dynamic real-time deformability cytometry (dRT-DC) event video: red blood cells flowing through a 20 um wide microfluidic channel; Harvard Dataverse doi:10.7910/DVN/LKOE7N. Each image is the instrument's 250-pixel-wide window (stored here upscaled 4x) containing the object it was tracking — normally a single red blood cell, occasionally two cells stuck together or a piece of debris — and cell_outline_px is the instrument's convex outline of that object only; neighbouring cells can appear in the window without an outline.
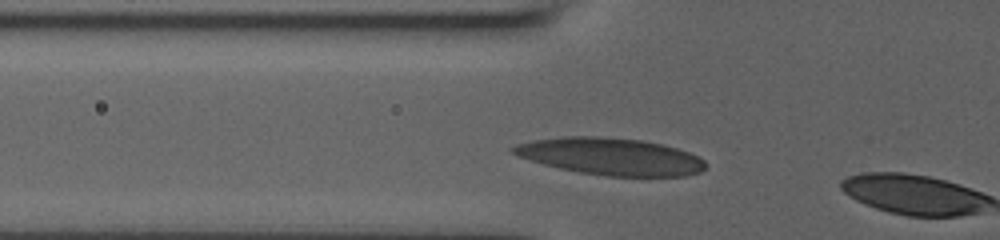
{"species": "human", "species_latin": "Homo sapiens", "temperature_condition": "room temperature", "stored_images_in_passage": 3, "camera_frame_rate_fps": 3000, "um_per_image_px": 0.085, "donor": {"sex": "male"}, "frame": {"image": 1, "passage_image": 2, "time_ms": 0.667, "image_size_px": [1000, 240], "cell_outline_px": [[704, 168], [700, 172], [688, 176], [608, 176], [580, 172], [560, 168], [544, 164], [516, 156], [508, 152], [508, 148], [516, 144], [532, 140], [560, 136], [596, 136], [640, 140], [664, 144], [700, 156], [704, 160]], "centroid_in_image_um": [51.85, 13.29], "position_along_channel_um": 73.9, "area_um2": 41.73}}